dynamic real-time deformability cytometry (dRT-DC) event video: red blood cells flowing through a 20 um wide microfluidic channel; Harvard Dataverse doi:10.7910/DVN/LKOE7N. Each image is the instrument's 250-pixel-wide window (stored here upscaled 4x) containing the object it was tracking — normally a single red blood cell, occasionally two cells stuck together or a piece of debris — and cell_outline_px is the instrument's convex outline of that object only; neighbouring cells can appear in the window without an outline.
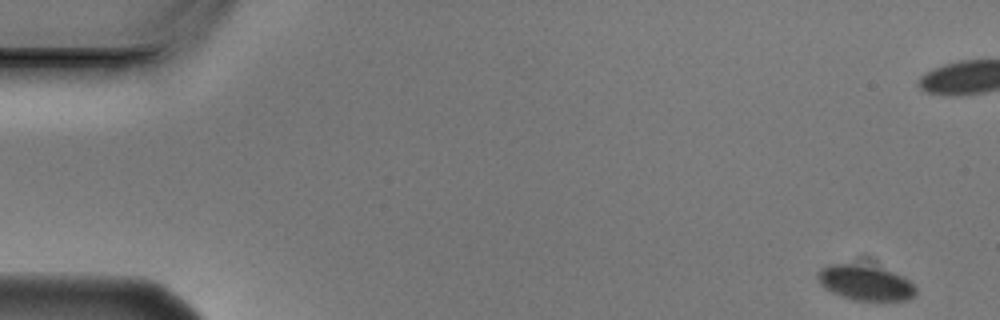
{"species": "Egyptian fruit bat (a non-hibernating species)", "species_latin": "Rousettus aegyptiacus", "temperature_condition": "cold", "stored_images_in_passage": 5, "camera_frame_rate_fps": 3000, "um_per_image_px": 0.085, "animal": {"sex": "male"}, "frame": {"image": 1, "passage_image": 1, "time_ms": 0.0, "image_size_px": [1000, 320], "cell_outline_px": [[916, 296], [908, 300], [856, 300], [840, 296], [824, 288], [820, 284], [816, 276], [816, 272], [820, 268], [832, 264], [852, 264], [892, 272], [908, 280], [916, 288]], "centroid_in_image_um": [73.51, 24.06], "position_along_channel_um": 11.5, "area_um2": 19.71}}